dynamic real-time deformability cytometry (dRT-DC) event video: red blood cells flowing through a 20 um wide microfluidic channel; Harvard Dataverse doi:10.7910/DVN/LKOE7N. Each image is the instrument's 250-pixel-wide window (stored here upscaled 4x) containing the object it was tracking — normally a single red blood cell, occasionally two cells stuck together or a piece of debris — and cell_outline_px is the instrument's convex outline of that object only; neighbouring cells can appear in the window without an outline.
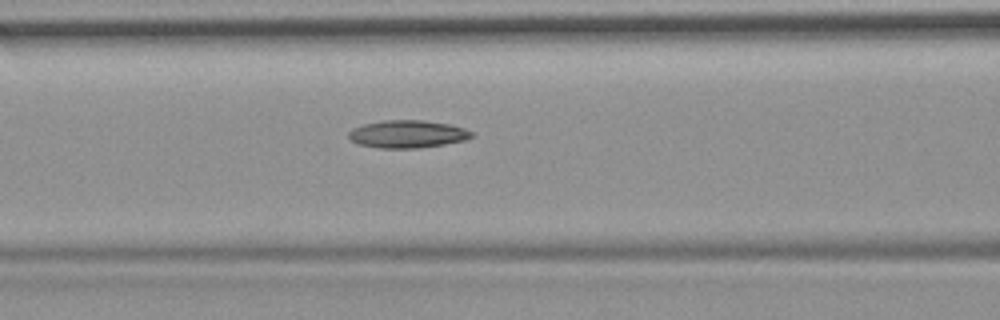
{"species": "common noctule bat (a hibernating species)", "species_latin": "Nyctalus noctula", "temperature_condition": "room temperature", "stored_images_in_passage": 4, "camera_frame_rate_fps": 3000, "um_per_image_px": 0.085, "animal": {"sex": "female", "body_mass_g": 19.9}, "frame": {"image": 1, "passage_image": 4, "time_ms": 4.0, "image_size_px": [1000, 320], "cell_outline_px": [[476, 136], [464, 140], [444, 144], [420, 148], [380, 148], [356, 144], [348, 136], [348, 132], [352, 128], [364, 124], [384, 120], [420, 120], [448, 124], [464, 128], [472, 132]], "centroid_in_image_um": [34.62, 11.4], "position_along_channel_um": 132.0, "area_um2": 19.83}}